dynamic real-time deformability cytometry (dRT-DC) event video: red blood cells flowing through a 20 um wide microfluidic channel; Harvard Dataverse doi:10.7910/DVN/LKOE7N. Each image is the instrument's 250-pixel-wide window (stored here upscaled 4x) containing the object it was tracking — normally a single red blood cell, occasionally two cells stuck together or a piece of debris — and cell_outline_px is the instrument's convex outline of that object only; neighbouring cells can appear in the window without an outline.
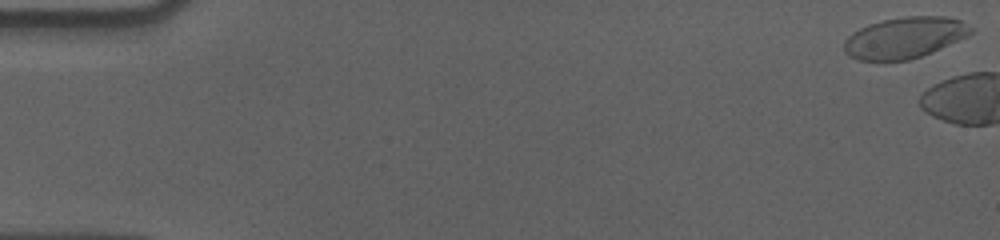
{"species": "human", "species_latin": "Homo sapiens", "temperature_condition": "cold", "stored_images_in_passage": 5, "camera_frame_rate_fps": 3000, "um_per_image_px": 0.085, "donor": {"sex": "male"}, "frame": {"image": 1, "passage_image": 1, "time_ms": 0.0, "image_size_px": [1000, 240], "cell_outline_px": [[972, 32], [968, 36], [932, 52], [908, 60], [884, 64], [856, 60], [848, 56], [844, 52], [844, 40], [852, 32], [868, 24], [880, 20], [908, 16], [944, 16], [960, 20], [972, 28]], "centroid_in_image_um": [76.81, 3.25], "position_along_channel_um": 8.2, "area_um2": 31.15}}